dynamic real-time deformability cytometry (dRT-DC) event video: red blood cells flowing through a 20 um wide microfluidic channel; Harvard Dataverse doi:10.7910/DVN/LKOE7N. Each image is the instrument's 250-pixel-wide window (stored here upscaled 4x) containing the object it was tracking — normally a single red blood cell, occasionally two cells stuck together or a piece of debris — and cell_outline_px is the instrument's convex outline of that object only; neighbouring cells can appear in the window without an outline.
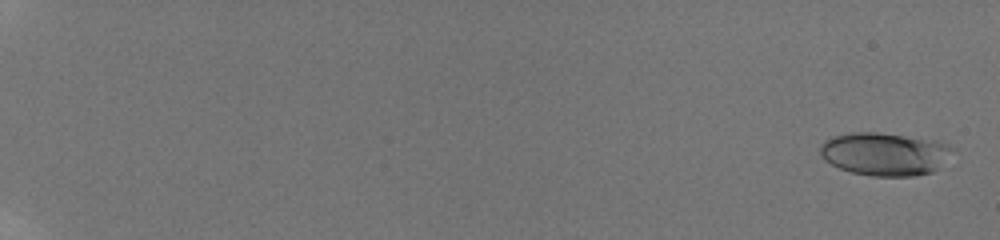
{"species": "human", "species_latin": "Homo sapiens", "temperature_condition": "room temperature", "stored_images_in_passage": 58, "camera_frame_rate_fps": 3000, "um_per_image_px": 0.085, "donor": {"sex": "male"}, "frame": {"image": 1, "passage_image": 2, "time_ms": 0.333, "image_size_px": [1000, 240], "cell_outline_px": [[956, 148], [932, 172], [912, 176], [872, 176], [852, 172], [840, 168], [824, 160], [820, 156], [820, 144], [824, 140], [832, 136], [852, 132], [876, 132], [940, 140]], "centroid_in_image_um": [75.18, 13.06], "position_along_channel_um": 9.8, "area_um2": 33.29}}
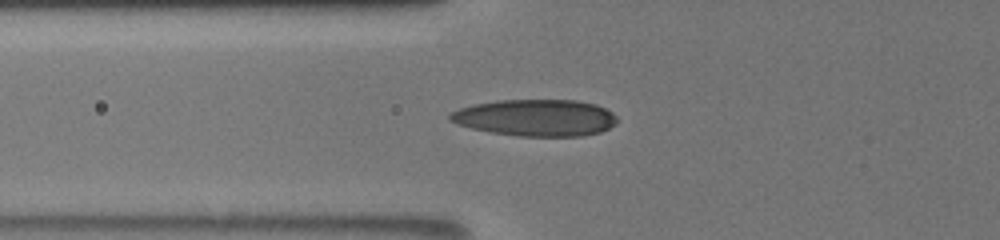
{"frame": {"image": 2, "passage_image": 26, "time_ms": 8.333, "image_size_px": [1000, 240], "cell_outline_px": [[616, 124], [600, 132], [580, 136], [520, 136], [492, 132], [472, 128], [448, 120], [448, 116], [452, 112], [460, 108], [472, 104], [496, 100], [576, 100], [596, 104], [612, 112], [616, 116]], "centroid_in_image_um": [45.54, 10.0], "position_along_channel_um": 80.3, "area_um2": 35.66}}
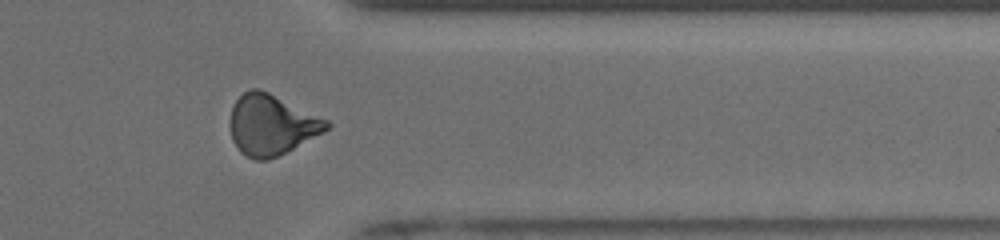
{"frame": {"image": 3, "passage_image": 50, "time_ms": 16.333, "image_size_px": [1000, 240], "cell_outline_px": [[332, 124], [324, 132], [268, 160], [256, 160], [244, 156], [240, 152], [232, 140], [228, 124], [232, 108], [236, 100], [244, 92], [252, 88], [260, 88], [328, 120]], "centroid_in_image_um": [23.03, 10.61], "position_along_channel_um": 388.4, "area_um2": 33.93}, "authors_computed_cell_mechanics": {"area_um2": 33.0905, "velocity_mm_per_s": 3.901, "shape_relaxation_time_tau1_ms": 8.82, "shape_relaxation_time_tau2_ms": 1.6338, "deformation_change_tau1": 0.2477, "deformation_change_tau2": 0.0724}}